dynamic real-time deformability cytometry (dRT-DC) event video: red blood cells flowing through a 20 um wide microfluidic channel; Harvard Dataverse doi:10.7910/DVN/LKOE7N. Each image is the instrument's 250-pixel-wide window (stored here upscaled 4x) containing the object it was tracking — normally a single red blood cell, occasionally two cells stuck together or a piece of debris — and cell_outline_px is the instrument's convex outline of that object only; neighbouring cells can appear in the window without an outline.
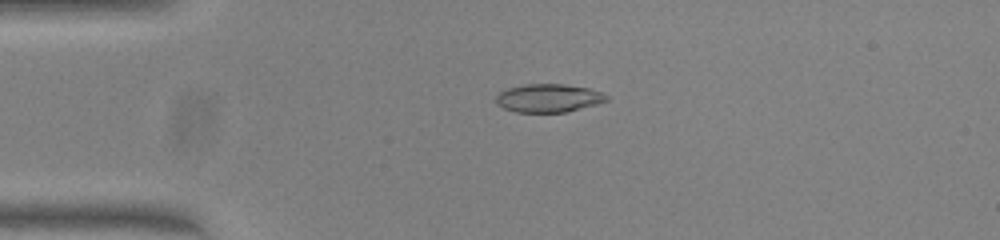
{"species": "common noctule bat (a hibernating species)", "species_latin": "Nyctalus noctula", "temperature_condition": "warm", "stored_images_in_passage": 43, "camera_frame_rate_fps": 3000, "um_per_image_px": 0.085, "animal": {"sex": "female", "body_mass_g": 23.0, "forearm_length_mm": 53.4}, "frame": {"image": 1, "passage_image": 4, "time_ms": 1.0, "image_size_px": [1000, 240], "cell_outline_px": [[608, 100], [596, 104], [564, 112], [516, 112], [504, 108], [496, 104], [496, 96], [500, 92], [508, 88], [524, 84], [564, 84], [588, 88], [600, 92], [608, 96]], "centroid_in_image_um": [46.59, 8.33], "position_along_channel_um": 38.4, "area_um2": 18.03}}
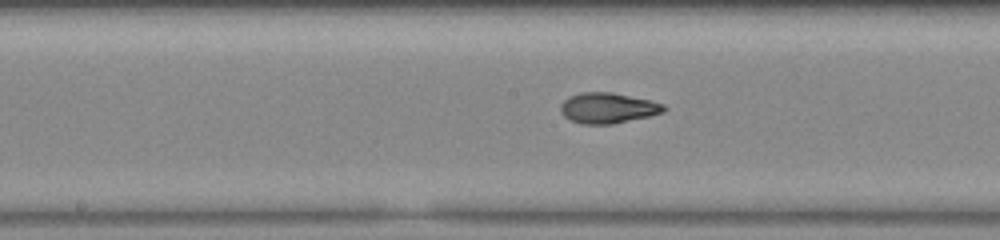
{"frame": {"image": 2, "passage_image": 18, "time_ms": 5.667, "image_size_px": [1000, 240], "cell_outline_px": [[668, 108], [664, 112], [648, 116], [612, 124], [580, 124], [564, 116], [560, 112], [560, 104], [568, 96], [580, 92], [612, 92], [648, 100], [664, 104]], "centroid_in_image_um": [51.64, 9.17], "position_along_channel_um": 196.6, "area_um2": 18.38}}
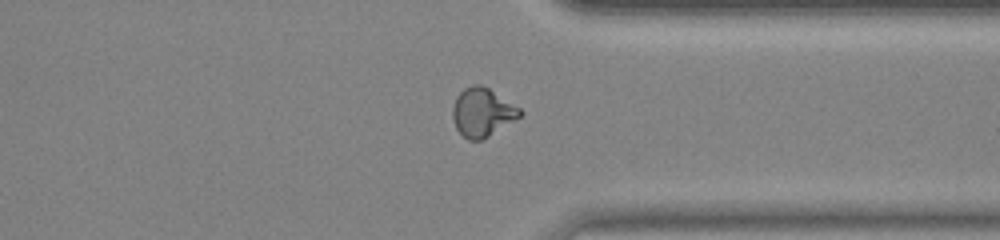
{"frame": {"image": 3, "passage_image": 31, "time_ms": 10.0, "image_size_px": [1000, 240], "cell_outline_px": [[524, 112], [520, 116], [488, 136], [480, 140], [468, 140], [456, 128], [452, 120], [452, 108], [456, 96], [464, 88], [472, 84], [480, 84], [488, 88], [520, 108]], "centroid_in_image_um": [40.96, 9.53], "position_along_channel_um": 370.4, "area_um2": 18.84}, "authors_computed_cell_mechanics": {"area_um2": 18.3226, "velocity_mm_per_s": 4.0667, "shape_relaxation_time_tau1_ms": 9.8984, "shape_relaxation_time_tau2_ms": 1.3554, "deformation_change_tau1": 0.3155, "deformation_change_tau2": 0.0607}}